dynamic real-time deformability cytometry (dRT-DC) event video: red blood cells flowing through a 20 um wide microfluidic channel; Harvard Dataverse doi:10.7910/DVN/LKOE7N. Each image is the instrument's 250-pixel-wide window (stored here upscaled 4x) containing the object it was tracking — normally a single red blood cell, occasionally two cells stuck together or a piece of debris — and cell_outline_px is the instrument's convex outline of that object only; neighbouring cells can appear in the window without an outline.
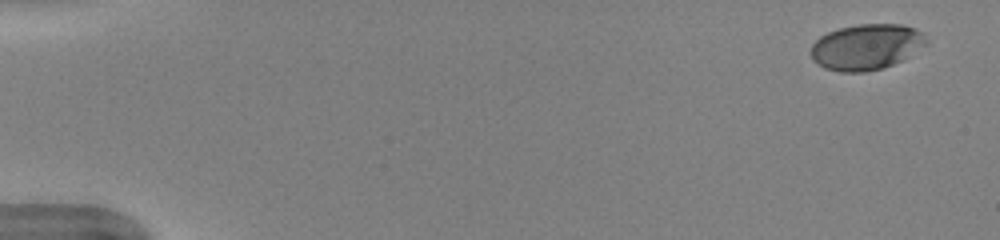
{"species": "human", "species_latin": "Homo sapiens", "temperature_condition": "warm", "stored_images_in_passage": 50, "camera_frame_rate_fps": 3000, "um_per_image_px": 0.085, "donor": {"sex": "female"}, "frame": {"image": 1, "passage_image": 1, "time_ms": 0.0, "image_size_px": [1000, 240], "cell_outline_px": [[928, 44], [900, 60], [884, 68], [864, 72], [840, 72], [824, 68], [816, 64], [812, 60], [812, 44], [820, 36], [828, 32], [840, 28], [860, 24], [900, 24], [916, 28], [928, 40]], "centroid_in_image_um": [73.62, 3.99], "position_along_channel_um": 11.4, "area_um2": 30.69}}
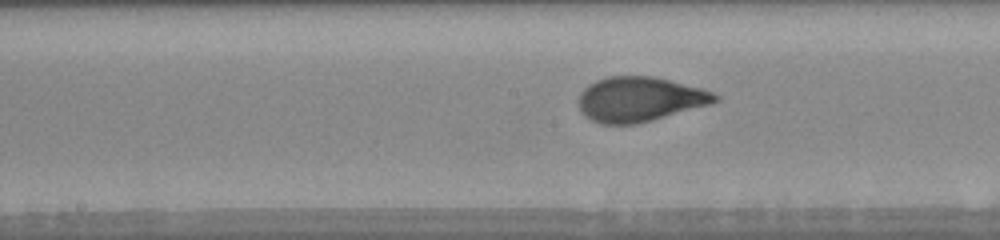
{"frame": {"image": 2, "passage_image": 26, "time_ms": 8.333, "image_size_px": [1000, 240], "cell_outline_px": [[720, 100], [712, 104], [652, 120], [636, 124], [600, 124], [584, 116], [580, 112], [580, 92], [588, 84], [596, 80], [608, 76], [652, 76], [700, 88], [712, 92], [720, 96]], "centroid_in_image_um": [54.37, 8.44], "position_along_channel_um": 193.8, "area_um2": 35.55}}
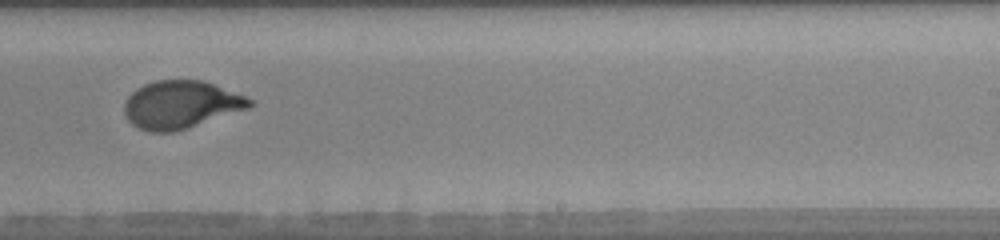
{"frame": {"image": 3, "passage_image": 32, "time_ms": 10.333, "image_size_px": [1000, 240], "cell_outline_px": [[256, 104], [248, 108], [176, 132], [152, 132], [140, 128], [132, 124], [128, 120], [124, 112], [124, 104], [128, 96], [136, 88], [144, 84], [156, 80], [204, 80], [216, 84], [256, 100]], "centroid_in_image_um": [15.4, 8.88], "position_along_channel_um": 273.6, "area_um2": 35.14}, "authors_computed_cell_mechanics": {"area_um2": 34.9112, "velocity_mm_per_s": 4.0084, "shape_relaxation_time_tau1_ms": 4.287, "shape_relaxation_time_tau2_ms": null, "deformation_change_tau1": 0.2056, "deformation_change_tau2": null}}